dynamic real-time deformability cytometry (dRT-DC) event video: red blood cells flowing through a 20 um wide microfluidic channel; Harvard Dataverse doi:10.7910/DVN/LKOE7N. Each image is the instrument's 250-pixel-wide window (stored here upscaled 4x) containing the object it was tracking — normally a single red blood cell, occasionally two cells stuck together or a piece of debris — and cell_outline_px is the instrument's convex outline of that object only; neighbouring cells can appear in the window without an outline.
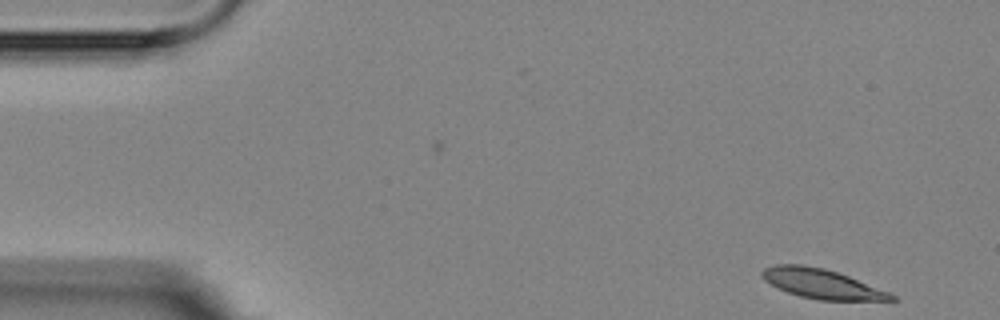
{"species": "Egyptian fruit bat (a non-hibernating species)", "species_latin": "Rousettus aegyptiacus", "temperature_condition": "room temperature", "stored_images_in_passage": 5, "camera_frame_rate_fps": 3000, "um_per_image_px": 0.085, "animal": {"sex": "female"}, "frame": {"image": 1, "passage_image": 5, "time_ms": 5.333, "image_size_px": [1000, 320], "cell_outline_px": [[900, 300], [820, 300], [800, 296], [788, 292], [764, 280], [760, 276], [760, 272], [764, 268], [776, 264], [804, 264], [824, 268], [848, 276], [888, 292], [896, 296]], "centroid_in_image_um": [69.82, 24.11], "position_along_channel_um": 15.2, "area_um2": 22.02}}